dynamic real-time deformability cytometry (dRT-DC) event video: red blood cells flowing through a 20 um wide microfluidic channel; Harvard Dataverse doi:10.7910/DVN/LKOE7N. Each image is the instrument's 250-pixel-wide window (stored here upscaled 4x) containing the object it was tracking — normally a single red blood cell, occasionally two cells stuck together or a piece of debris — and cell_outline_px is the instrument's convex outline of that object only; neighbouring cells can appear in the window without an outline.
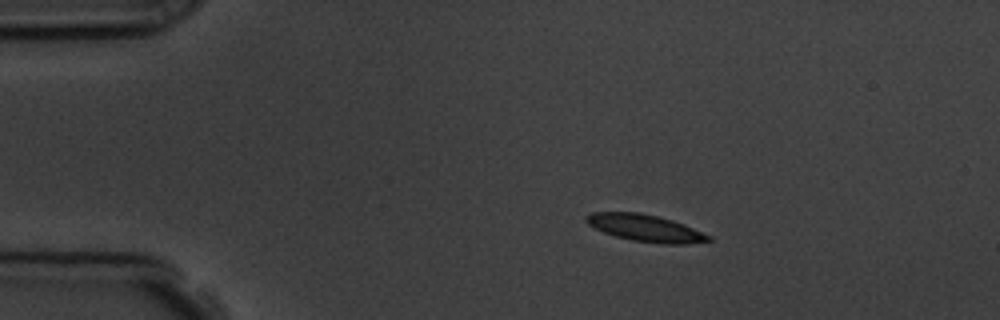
{"species": "common noctule bat (a hibernating species)", "species_latin": "Nyctalus noctula", "temperature_condition": "room temperature", "stored_images_in_passage": 4, "camera_frame_rate_fps": 3000, "um_per_image_px": 0.085, "animal": {"sex": "male", "body_mass_g": 19.5, "forearm_length_mm": 54.6}, "frame": {"image": 1, "passage_image": 1, "time_ms": 0.0, "image_size_px": [1000, 320], "cell_outline_px": [[712, 240], [688, 244], [664, 244], [632, 240], [616, 236], [604, 232], [588, 224], [584, 220], [584, 216], [592, 212], [640, 212], [672, 220], [684, 224], [712, 236]], "centroid_in_image_um": [54.86, 19.38], "position_along_channel_um": 30.1, "area_um2": 19.19}}
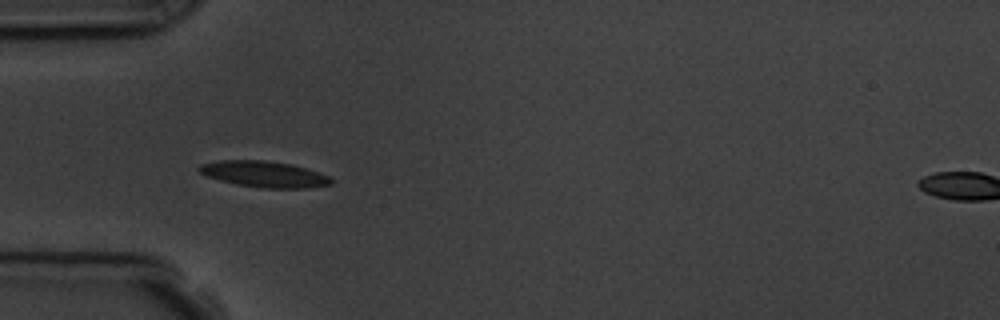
{"frame": {"image": 2, "passage_image": 3, "time_ms": 2.333, "image_size_px": [1000, 320], "cell_outline_px": [[336, 180], [332, 184], [308, 188], [264, 188], [236, 184], [220, 180], [208, 176], [200, 172], [196, 168], [200, 164], [220, 160], [264, 160], [292, 164], [328, 176]], "centroid_in_image_um": [22.46, 14.8], "position_along_channel_um": 62.5, "area_um2": 20.0}}